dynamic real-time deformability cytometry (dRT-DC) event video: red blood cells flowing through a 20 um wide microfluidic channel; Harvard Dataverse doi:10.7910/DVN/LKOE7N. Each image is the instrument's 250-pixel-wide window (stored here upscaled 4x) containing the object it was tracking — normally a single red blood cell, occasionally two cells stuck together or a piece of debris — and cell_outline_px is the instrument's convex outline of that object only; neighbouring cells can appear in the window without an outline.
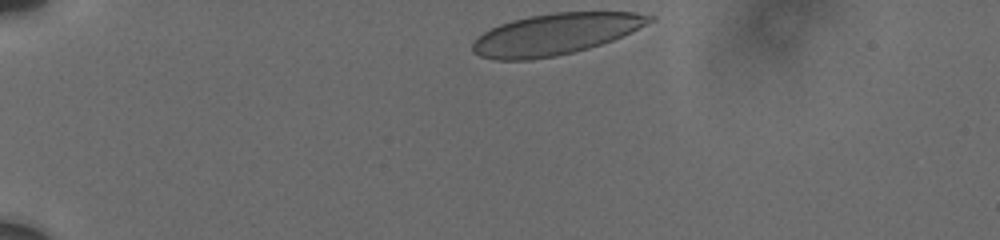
{"species": "human", "species_latin": "Homo sapiens", "temperature_condition": "cold", "stored_images_in_passage": 32, "camera_frame_rate_fps": 3000, "um_per_image_px": 0.085, "donor": {"sex": "male"}, "frame": {"image": 1, "passage_image": 1, "time_ms": 0.0, "image_size_px": [1000, 240], "cell_outline_px": [[656, 20], [612, 40], [588, 48], [556, 56], [532, 60], [496, 60], [480, 56], [472, 52], [472, 44], [484, 32], [500, 24], [512, 20], [528, 16], [552, 12], [632, 12], [656, 16]], "centroid_in_image_um": [47.2, 2.9], "position_along_channel_um": 37.8, "area_um2": 42.37}}
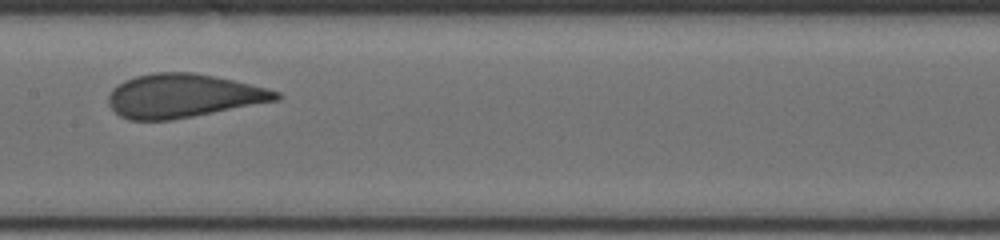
{"frame": {"image": 2, "passage_image": 18, "time_ms": 6.0, "image_size_px": [1000, 240], "cell_outline_px": [[280, 100], [172, 120], [128, 120], [120, 116], [108, 104], [108, 96], [112, 88], [124, 80], [136, 76], [152, 72], [192, 72], [216, 76], [268, 88], [280, 92]], "centroid_in_image_um": [15.56, 8.14], "position_along_channel_um": 191.8, "area_um2": 42.83}}
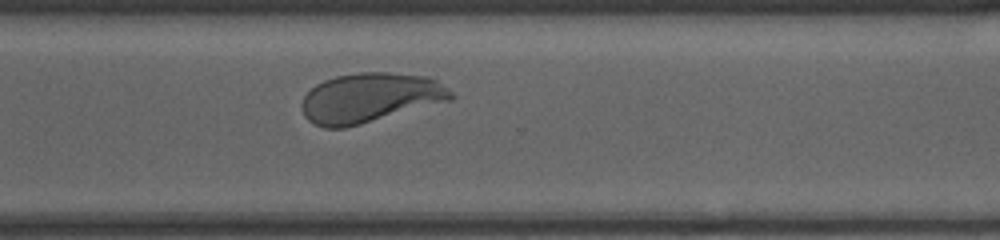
{"frame": {"image": 3, "passage_image": 31, "time_ms": 10.0, "image_size_px": [1000, 240], "cell_outline_px": [[456, 96], [452, 100], [344, 128], [324, 128], [312, 124], [304, 116], [300, 108], [300, 104], [304, 96], [316, 84], [324, 80], [336, 76], [356, 72], [388, 72], [424, 76], [436, 80], [452, 92]], "centroid_in_image_um": [31.41, 8.31], "position_along_channel_um": 339.2, "area_um2": 43.18}}